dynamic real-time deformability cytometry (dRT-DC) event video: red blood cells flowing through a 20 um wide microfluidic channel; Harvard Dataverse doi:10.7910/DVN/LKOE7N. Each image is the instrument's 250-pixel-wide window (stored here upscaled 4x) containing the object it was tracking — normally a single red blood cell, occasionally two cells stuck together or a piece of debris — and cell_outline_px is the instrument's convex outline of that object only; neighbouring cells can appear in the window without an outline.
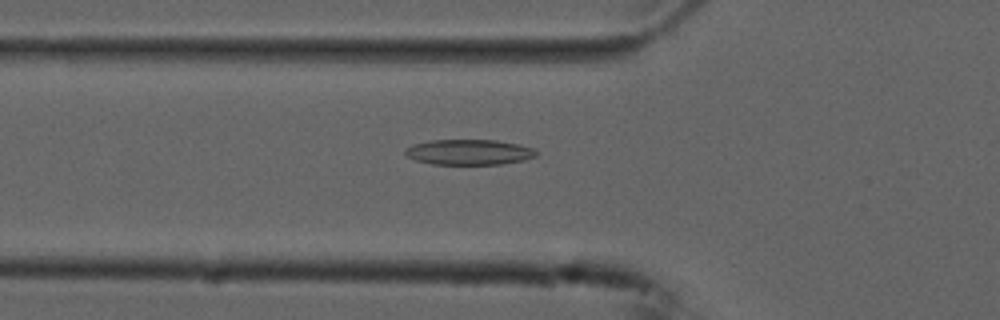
{"species": "common noctule bat (a hibernating species)", "species_latin": "Nyctalus noctula", "temperature_condition": "cold", "stored_images_in_passage": 52, "camera_frame_rate_fps": 3000, "um_per_image_px": 0.085, "animal": {"sex": "male", "forearm_length_mm": 52.5}, "frame": {"image": 1, "passage_image": 19, "time_ms": 6.0, "image_size_px": [1000, 320], "cell_outline_px": [[536, 156], [524, 160], [500, 164], [432, 164], [416, 160], [408, 156], [404, 152], [404, 148], [412, 144], [432, 140], [496, 140], [516, 144], [532, 148], [536, 152]], "centroid_in_image_um": [39.82, 12.93], "position_along_channel_um": 86.0, "area_um2": 19.25}}
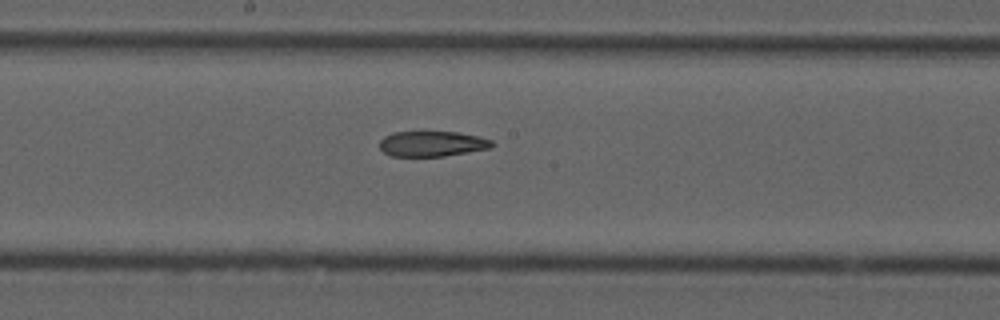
{"frame": {"image": 2, "passage_image": 29, "time_ms": 9.333, "image_size_px": [1000, 320], "cell_outline_px": [[496, 144], [492, 148], [444, 156], [388, 156], [380, 148], [380, 140], [384, 136], [392, 132], [456, 132], [480, 136], [492, 140]], "centroid_in_image_um": [36.75, 12.22], "position_along_channel_um": 211.4, "area_um2": 16.76}}
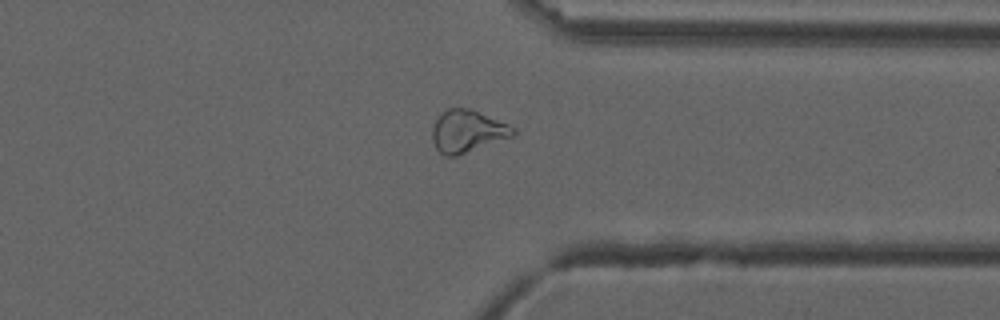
{"frame": {"image": 3, "passage_image": 42, "time_ms": 13.667, "image_size_px": [1000, 320], "cell_outline_px": [[516, 132], [512, 136], [456, 156], [444, 156], [436, 148], [432, 140], [432, 128], [436, 120], [448, 108], [472, 108], [508, 124], [516, 128]], "centroid_in_image_um": [39.73, 11.15], "position_along_channel_um": 371.7, "area_um2": 19.77}, "authors_computed_cell_mechanics": {"area_um2": 19.8254, "velocity_mm_per_s": 3.7534, "shape_relaxation_time_tau1_ms": null, "shape_relaxation_time_tau2_ms": 5.5088, "deformation_change_tau1": null, "deformation_change_tau2": 0.1505}}